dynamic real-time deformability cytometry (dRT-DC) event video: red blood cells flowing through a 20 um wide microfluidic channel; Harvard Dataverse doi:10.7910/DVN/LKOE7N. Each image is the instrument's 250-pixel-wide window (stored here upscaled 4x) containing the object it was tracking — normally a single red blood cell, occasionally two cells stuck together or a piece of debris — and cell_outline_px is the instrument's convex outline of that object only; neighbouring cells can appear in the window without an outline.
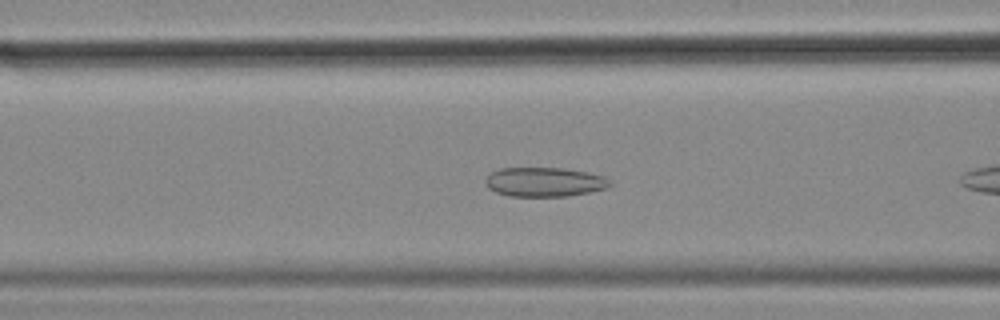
{"species": "common noctule bat (a hibernating species)", "species_latin": "Nyctalus noctula", "temperature_condition": "cold", "stored_images_in_passage": 9, "camera_frame_rate_fps": 3000, "um_per_image_px": 0.085, "animal": {"sex": "female", "body_mass_g": 18.4}, "frame": {"image": 1, "passage_image": 7, "time_ms": 2.0, "image_size_px": [1000, 320], "cell_outline_px": [[612, 184], [608, 188], [568, 196], [508, 196], [496, 192], [488, 188], [484, 184], [484, 180], [492, 172], [500, 168], [564, 168], [604, 176], [612, 180]], "centroid_in_image_um": [46.28, 15.47], "position_along_channel_um": 120.3, "area_um2": 21.33}}